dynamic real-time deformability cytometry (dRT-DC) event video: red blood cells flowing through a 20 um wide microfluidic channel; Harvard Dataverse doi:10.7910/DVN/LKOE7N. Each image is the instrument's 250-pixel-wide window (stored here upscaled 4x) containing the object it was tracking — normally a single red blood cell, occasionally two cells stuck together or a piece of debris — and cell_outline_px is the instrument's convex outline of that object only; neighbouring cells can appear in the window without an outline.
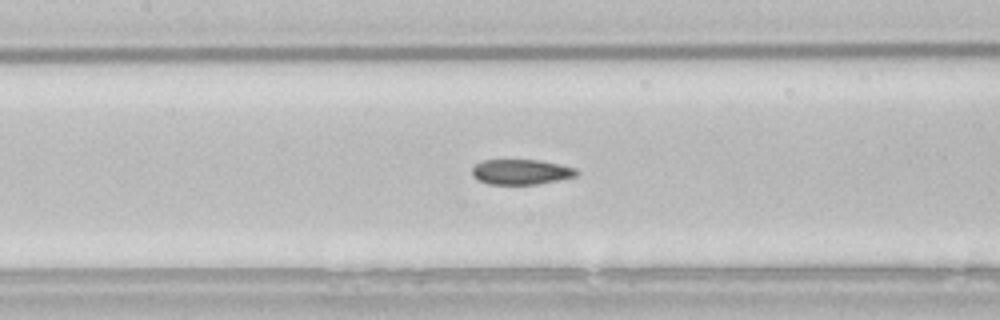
{"species": "common noctule bat (a hibernating species)", "species_latin": "Nyctalus noctula", "temperature_condition": "room temperature", "stored_images_in_passage": 54, "camera_frame_rate_fps": 3000, "um_per_image_px": 0.085, "animal": {"sex": "male", "body_mass_g": 21.5, "forearm_length_mm": 52.0}, "frame": {"image": 1, "passage_image": 24, "time_ms": 7.667, "image_size_px": [1000, 320], "cell_outline_px": [[580, 172], [576, 176], [560, 180], [536, 184], [488, 184], [476, 180], [472, 176], [472, 168], [476, 164], [484, 160], [540, 160], [560, 164], [576, 168]], "centroid_in_image_um": [44.3, 14.61], "position_along_channel_um": 163.1, "area_um2": 15.49}}
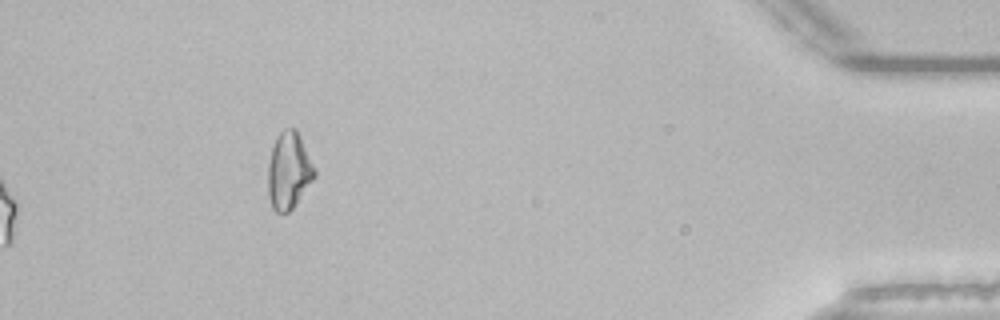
{"frame": {"image": 2, "passage_image": 54, "time_ms": 17.667, "image_size_px": [1000, 320], "cell_outline_px": [[316, 176], [292, 208], [288, 212], [276, 212], [272, 208], [268, 196], [268, 164], [272, 148], [276, 136], [284, 128], [296, 128], [316, 168]], "centroid_in_image_um": [24.55, 14.49], "position_along_channel_um": 410.7, "area_um2": 20.92}, "authors_computed_cell_mechanics": {"area_um2": 16.3574, "velocity_mm_per_s": 3.8315, "shape_relaxation_time_tau1_ms": 9.4518, "shape_relaxation_time_tau2_ms": 2.7602, "deformation_change_tau1": 0.1725, "deformation_change_tau2": 0.0842}}